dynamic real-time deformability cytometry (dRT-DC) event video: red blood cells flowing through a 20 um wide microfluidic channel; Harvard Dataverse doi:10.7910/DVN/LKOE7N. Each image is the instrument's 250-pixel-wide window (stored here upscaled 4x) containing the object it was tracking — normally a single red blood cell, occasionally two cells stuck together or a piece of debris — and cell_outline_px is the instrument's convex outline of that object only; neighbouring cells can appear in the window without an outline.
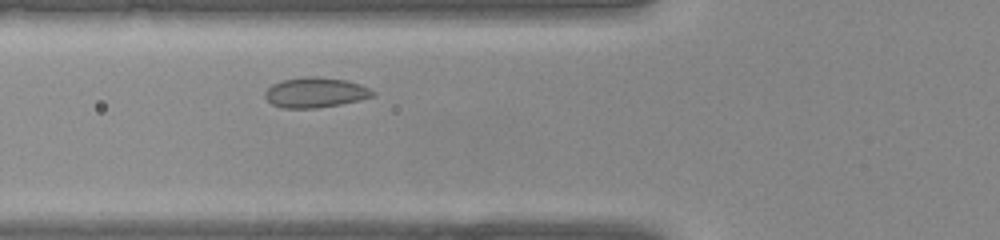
{"species": "common noctule bat (a hibernating species)", "species_latin": "Nyctalus noctula", "temperature_condition": "warm", "stored_images_in_passage": 27, "camera_frame_rate_fps": 3000, "um_per_image_px": 0.085, "animal": {"sex": "female", "body_mass_g": 22.0, "forearm_length_mm": 56.7}, "frame": {"image": 1, "passage_image": 6, "time_ms": 1.667, "image_size_px": [1000, 240], "cell_outline_px": [[376, 92], [372, 96], [360, 100], [340, 104], [316, 108], [284, 108], [272, 104], [264, 96], [264, 92], [272, 84], [284, 80], [304, 76], [320, 76], [348, 80], [360, 84]], "centroid_in_image_um": [26.81, 7.85], "position_along_channel_um": 99.0, "area_um2": 18.96}}
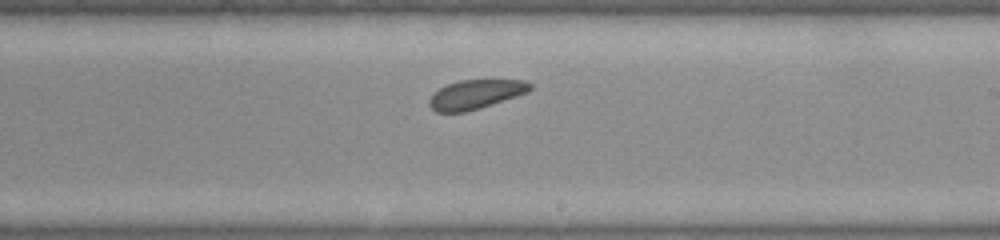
{"frame": {"image": 2, "passage_image": 15, "time_ms": 4.667, "image_size_px": [1000, 240], "cell_outline_px": [[532, 88], [528, 92], [480, 108], [464, 112], [436, 112], [428, 104], [428, 100], [432, 92], [448, 84], [460, 80], [528, 80], [532, 84]], "centroid_in_image_um": [40.41, 8.01], "position_along_channel_um": 248.6, "area_um2": 17.17}}
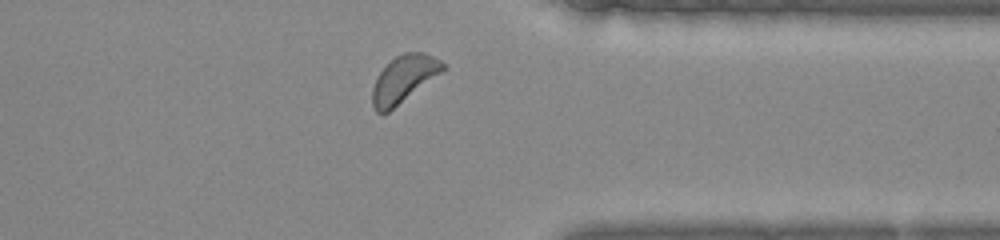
{"frame": {"image": 3, "passage_image": 23, "time_ms": 7.333, "image_size_px": [1000, 240], "cell_outline_px": [[448, 68], [388, 112], [376, 112], [372, 104], [372, 88], [380, 72], [396, 56], [404, 52], [424, 52], [440, 60]], "centroid_in_image_um": [34.35, 6.7], "position_along_channel_um": 377.1, "area_um2": 19.02}}